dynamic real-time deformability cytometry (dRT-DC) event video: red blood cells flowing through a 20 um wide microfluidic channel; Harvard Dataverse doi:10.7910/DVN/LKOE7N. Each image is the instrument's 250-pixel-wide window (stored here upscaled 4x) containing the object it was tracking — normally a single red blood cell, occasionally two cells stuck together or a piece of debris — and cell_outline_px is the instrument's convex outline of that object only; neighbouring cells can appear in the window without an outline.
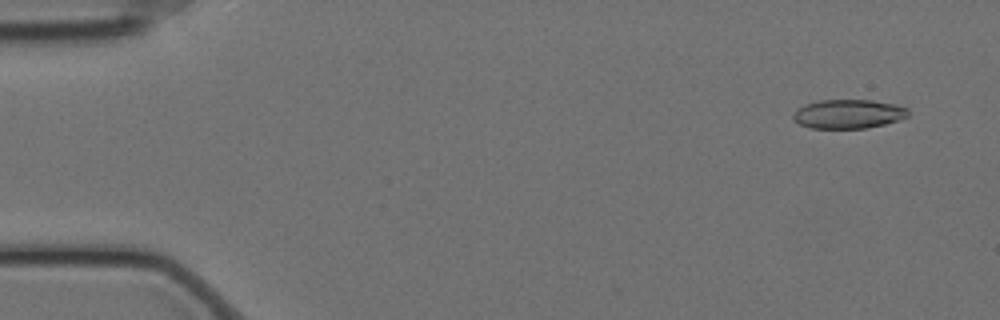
{"species": "Egyptian fruit bat (a non-hibernating species)", "species_latin": "Rousettus aegyptiacus", "temperature_condition": "cold", "stored_images_in_passage": 15, "camera_frame_rate_fps": 3000, "um_per_image_px": 0.085, "animal": {"sex": "female"}, "frame": {"image": 1, "passage_image": 4, "time_ms": 1.0, "image_size_px": [1000, 320], "cell_outline_px": [[908, 116], [900, 120], [868, 128], [812, 128], [800, 124], [792, 116], [796, 108], [804, 104], [820, 100], [872, 100], [892, 104], [908, 108]], "centroid_in_image_um": [72.1, 9.68], "position_along_channel_um": 12.9, "area_um2": 19.42}}